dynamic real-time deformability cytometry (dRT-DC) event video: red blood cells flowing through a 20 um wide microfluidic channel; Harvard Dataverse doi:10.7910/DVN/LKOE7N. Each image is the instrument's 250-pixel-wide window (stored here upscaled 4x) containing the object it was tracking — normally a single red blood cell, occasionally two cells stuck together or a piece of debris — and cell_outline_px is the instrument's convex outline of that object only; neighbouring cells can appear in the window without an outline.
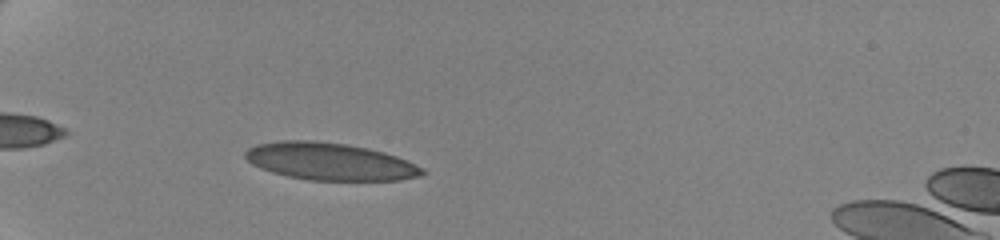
{"species": "human", "species_latin": "Homo sapiens", "temperature_condition": "cold", "stored_images_in_passage": 53, "camera_frame_rate_fps": 3000, "um_per_image_px": 0.085, "donor": {"sex": "female"}, "frame": {"image": 1, "passage_image": 14, "time_ms": 4.333, "image_size_px": [1000, 240], "cell_outline_px": [[428, 172], [420, 176], [400, 180], [308, 180], [288, 176], [272, 172], [260, 168], [252, 164], [244, 156], [244, 152], [248, 148], [256, 144], [280, 140], [312, 140], [348, 144], [368, 148], [384, 152], [396, 156], [416, 164], [424, 168]], "centroid_in_image_um": [28.04, 13.72], "position_along_channel_um": 57.0, "area_um2": 38.73}}
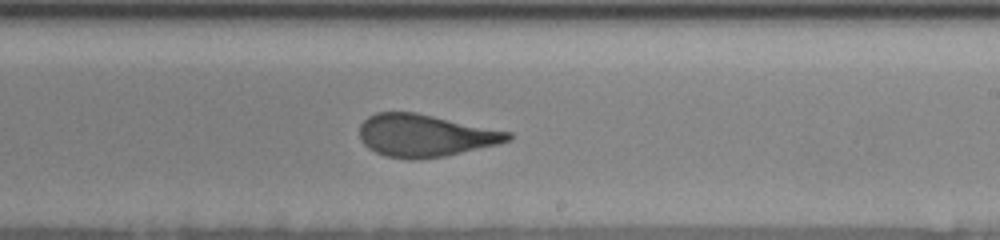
{"frame": {"image": 2, "passage_image": 33, "time_ms": 10.667, "image_size_px": [1000, 240], "cell_outline_px": [[512, 136], [508, 140], [496, 144], [444, 156], [412, 160], [384, 156], [368, 148], [360, 140], [360, 124], [368, 116], [376, 112], [416, 112], [512, 132]], "centroid_in_image_um": [36.08, 11.51], "position_along_channel_um": 252.9, "area_um2": 36.53}}
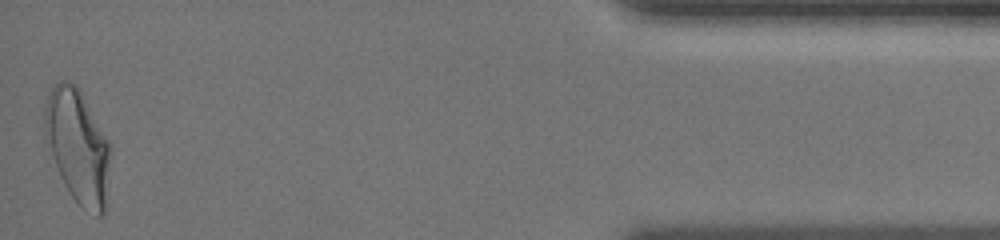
{"frame": {"image": 3, "passage_image": 53, "time_ms": 17.333, "image_size_px": [1000, 240], "cell_outline_px": [[112, 148], [108, 204], [104, 212], [100, 216], [96, 216], [80, 204], [72, 196], [64, 184], [60, 176], [44, 136], [44, 108], [48, 96], [52, 88], [60, 80], [68, 80], [80, 88], [112, 144]], "centroid_in_image_um": [6.67, 12.43], "position_along_channel_um": 428.5, "area_um2": 44.39}, "authors_computed_cell_mechanics": {"area_um2": 37.5122, "velocity_mm_per_s": 3.4908, "shape_relaxation_time_tau1_ms": 6.7174, "shape_relaxation_time_tau2_ms": 0.8789, "deformation_change_tau1": 0.1947, "deformation_change_tau2": 0.0956}}